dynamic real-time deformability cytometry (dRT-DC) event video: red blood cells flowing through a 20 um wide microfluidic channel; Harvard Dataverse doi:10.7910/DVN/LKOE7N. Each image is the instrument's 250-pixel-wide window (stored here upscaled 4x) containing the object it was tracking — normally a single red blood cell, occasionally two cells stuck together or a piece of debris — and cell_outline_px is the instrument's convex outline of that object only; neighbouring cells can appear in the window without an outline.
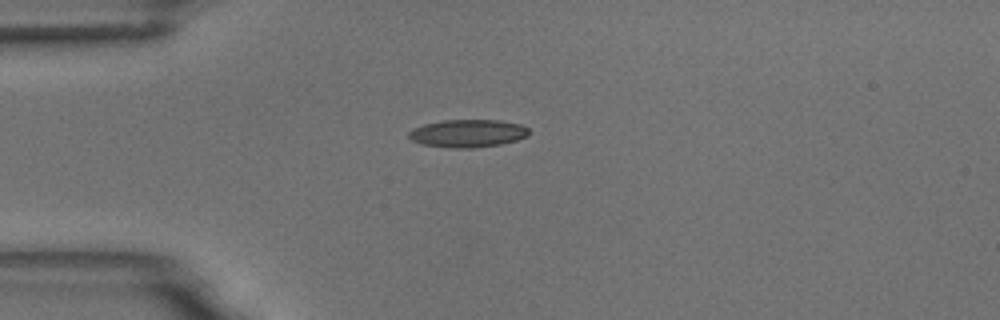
{"species": "common noctule bat (a hibernating species)", "species_latin": "Nyctalus noctula", "temperature_condition": "room temperature", "stored_images_in_passage": 44, "camera_frame_rate_fps": 3000, "um_per_image_px": 0.085, "animal": {"sex": "male", "body_mass_g": 18.8}, "frame": {"image": 1, "passage_image": 1, "time_ms": 0.0, "image_size_px": [1000, 320], "cell_outline_px": [[528, 136], [516, 140], [500, 144], [472, 148], [456, 148], [424, 144], [412, 140], [408, 136], [408, 132], [424, 124], [444, 120], [500, 120], [520, 124], [528, 128]], "centroid_in_image_um": [39.79, 11.33], "position_along_channel_um": 45.2, "area_um2": 19.19}}
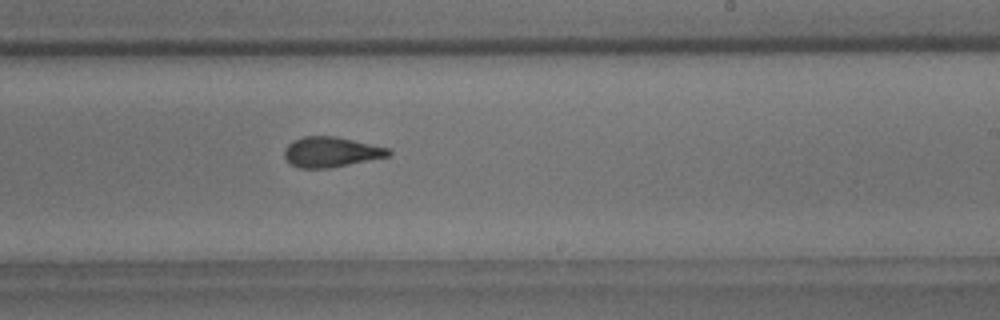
{"frame": {"image": 2, "passage_image": 21, "time_ms": 6.667, "image_size_px": [1000, 320], "cell_outline_px": [[392, 152], [388, 156], [328, 168], [300, 168], [292, 164], [284, 156], [284, 148], [288, 144], [304, 136], [336, 136], [388, 148]], "centroid_in_image_um": [28.12, 12.91], "position_along_channel_um": 260.9, "area_um2": 17.98}}
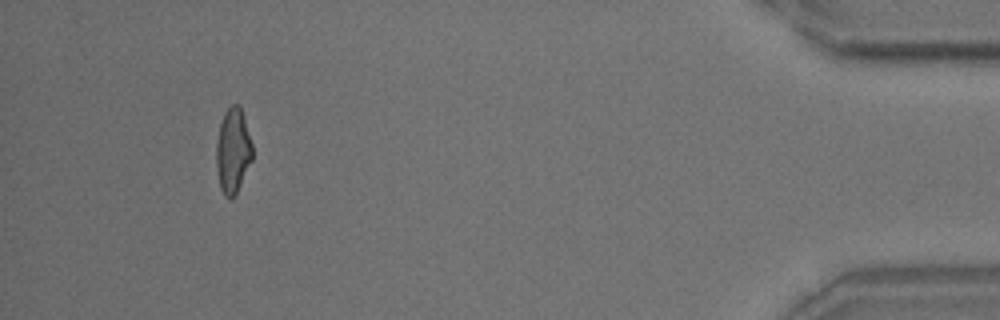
{"frame": {"image": 3, "passage_image": 40, "time_ms": 13.0, "image_size_px": [1000, 320], "cell_outline_px": [[252, 160], [232, 200], [228, 200], [224, 196], [220, 188], [216, 168], [216, 144], [220, 124], [224, 112], [232, 104], [236, 104], [240, 108], [244, 116], [252, 144]], "centroid_in_image_um": [19.78, 12.84], "position_along_channel_um": 415.4, "area_um2": 17.86}, "authors_computed_cell_mechanics": {"area_um2": 18.4382, "velocity_mm_per_s": 3.4909, "shape_relaxation_time_tau1_ms": 5.682, "shape_relaxation_time_tau2_ms": 2.2077, "deformation_change_tau1": 0.1713, "deformation_change_tau2": 0.0982}}